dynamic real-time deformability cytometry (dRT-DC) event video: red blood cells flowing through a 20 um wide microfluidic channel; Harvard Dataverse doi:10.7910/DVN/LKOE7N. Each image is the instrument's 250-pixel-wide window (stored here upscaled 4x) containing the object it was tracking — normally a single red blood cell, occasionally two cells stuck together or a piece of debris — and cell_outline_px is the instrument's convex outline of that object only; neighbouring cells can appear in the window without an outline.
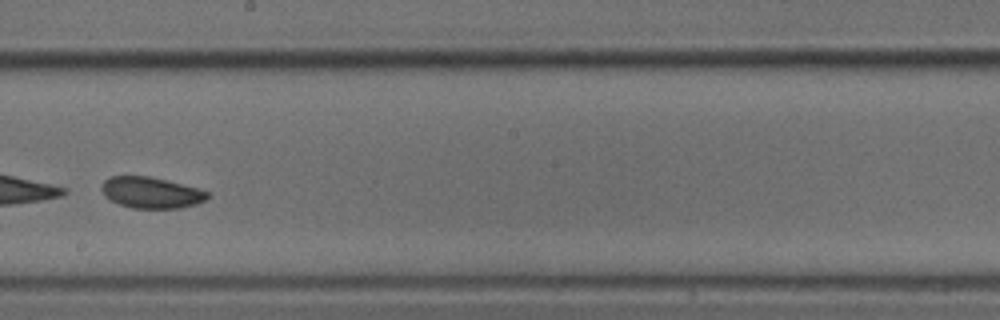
{"species": "common noctule bat (a hibernating species)", "species_latin": "Nyctalus noctula", "temperature_condition": "cold", "stored_images_in_passage": 35, "camera_frame_rate_fps": 3000, "um_per_image_px": 0.085, "animal": {"sex": "male", "body_mass_g": 18.8}, "frame": {"image": 1, "passage_image": 20, "time_ms": 6.333, "image_size_px": [1000, 320], "cell_outline_px": [[208, 196], [204, 200], [196, 204], [180, 208], [132, 208], [120, 204], [104, 196], [100, 188], [104, 180], [108, 176], [148, 176], [196, 188], [208, 192]], "centroid_in_image_um": [12.78, 16.37], "position_along_channel_um": 235.4, "area_um2": 18.96}}